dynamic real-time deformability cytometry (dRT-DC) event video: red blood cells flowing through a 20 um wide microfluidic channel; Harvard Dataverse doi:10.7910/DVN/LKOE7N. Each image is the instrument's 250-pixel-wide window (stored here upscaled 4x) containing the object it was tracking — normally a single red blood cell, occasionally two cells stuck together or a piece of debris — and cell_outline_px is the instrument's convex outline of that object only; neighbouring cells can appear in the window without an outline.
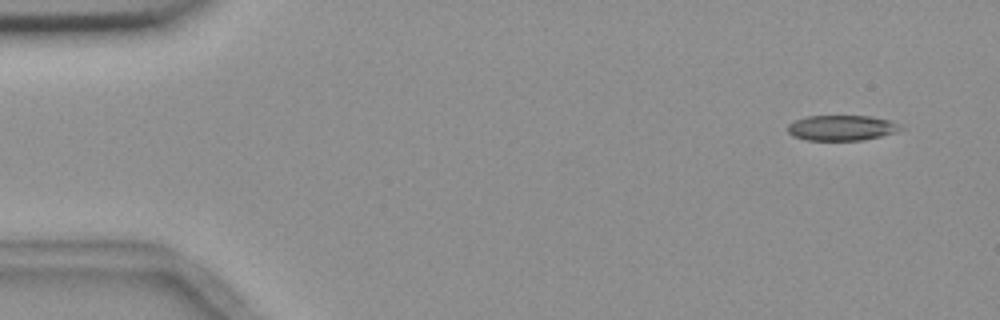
{"species": "common noctule bat (a hibernating species)", "species_latin": "Nyctalus noctula", "temperature_condition": "room temperature", "stored_images_in_passage": 8, "camera_frame_rate_fps": 3000, "um_per_image_px": 0.085, "animal": {"sex": "female", "body_mass_g": 18.4}, "frame": {"image": 1, "passage_image": 1, "time_ms": 0.0, "image_size_px": [1000, 320], "cell_outline_px": [[904, 128], [896, 132], [880, 136], [860, 140], [804, 140], [792, 136], [788, 132], [788, 124], [804, 116], [872, 116], [888, 120]], "centroid_in_image_um": [71.49, 10.87], "position_along_channel_um": 13.5, "area_um2": 16.59}}
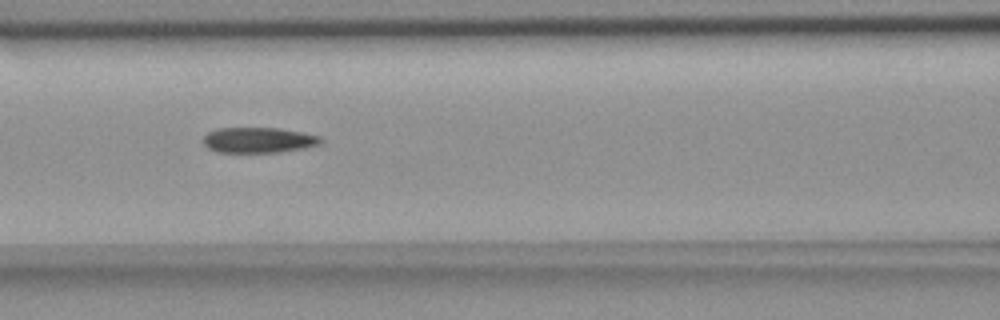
{"frame": {"image": 2, "passage_image": 7, "time_ms": 6.667, "image_size_px": [1000, 320], "cell_outline_px": [[324, 140], [320, 144], [304, 148], [280, 152], [216, 152], [208, 148], [204, 144], [204, 136], [208, 132], [216, 128], [280, 128], [304, 132], [320, 136]], "centroid_in_image_um": [22.0, 11.9], "position_along_channel_um": 144.6, "area_um2": 17.57}}
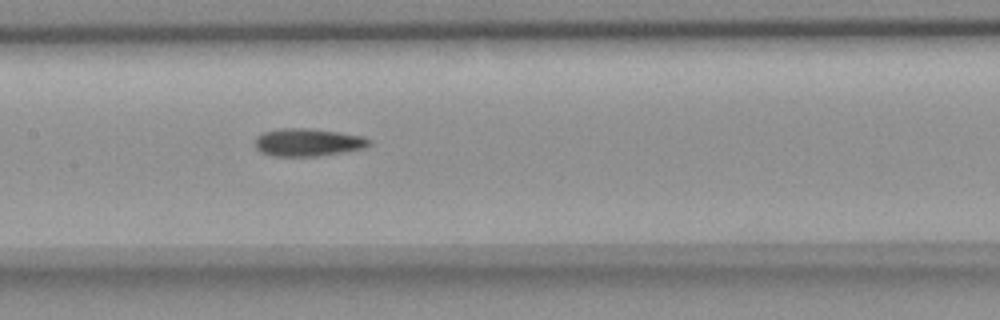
{"frame": {"image": 3, "passage_image": 8, "time_ms": 7.667, "image_size_px": [1000, 320], "cell_outline_px": [[372, 144], [364, 148], [316, 156], [272, 156], [260, 152], [256, 148], [256, 136], [264, 132], [280, 128], [308, 128], [340, 132], [364, 136], [372, 140]], "centroid_in_image_um": [26.18, 12.09], "position_along_channel_um": 181.2, "area_um2": 18.5}}